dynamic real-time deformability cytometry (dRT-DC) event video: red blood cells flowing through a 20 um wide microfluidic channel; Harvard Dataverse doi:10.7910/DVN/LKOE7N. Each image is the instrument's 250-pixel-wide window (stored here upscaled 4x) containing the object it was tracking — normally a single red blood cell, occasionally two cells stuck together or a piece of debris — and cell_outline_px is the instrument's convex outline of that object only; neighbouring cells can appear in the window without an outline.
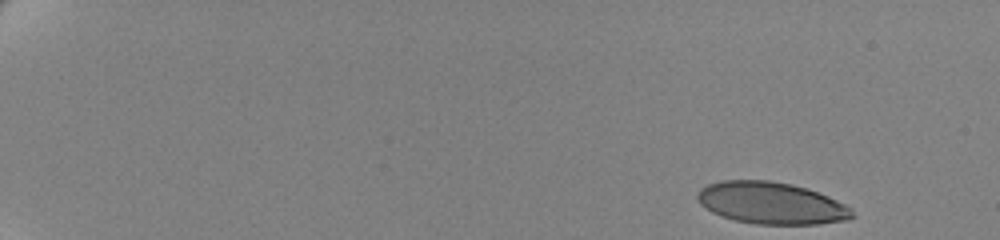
{"species": "human", "species_latin": "Homo sapiens", "temperature_condition": "cold", "stored_images_in_passage": 55, "camera_frame_rate_fps": 3000, "um_per_image_px": 0.085, "donor": {"sex": "female"}, "frame": {"image": 1, "passage_image": 1, "time_ms": 0.0, "image_size_px": [1000, 240], "cell_outline_px": [[856, 216], [848, 220], [820, 224], [756, 224], [736, 220], [720, 216], [712, 212], [700, 204], [696, 196], [696, 192], [700, 188], [708, 184], [720, 180], [768, 180], [792, 184], [828, 196], [852, 208]], "centroid_in_image_um": [65.55, 17.26], "position_along_channel_um": 19.5, "area_um2": 37.97}}
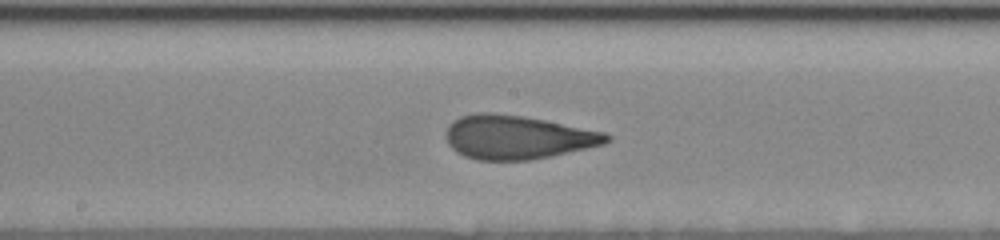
{"frame": {"image": 2, "passage_image": 31, "time_ms": 10.0, "image_size_px": [1000, 240], "cell_outline_px": [[612, 140], [604, 144], [588, 148], [552, 156], [528, 160], [476, 160], [464, 156], [456, 152], [448, 144], [444, 136], [444, 132], [448, 124], [452, 120], [460, 116], [476, 112], [492, 112], [520, 116], [544, 120], [604, 132], [612, 136]], "centroid_in_image_um": [43.92, 11.66], "position_along_channel_um": 204.3, "area_um2": 41.27}}
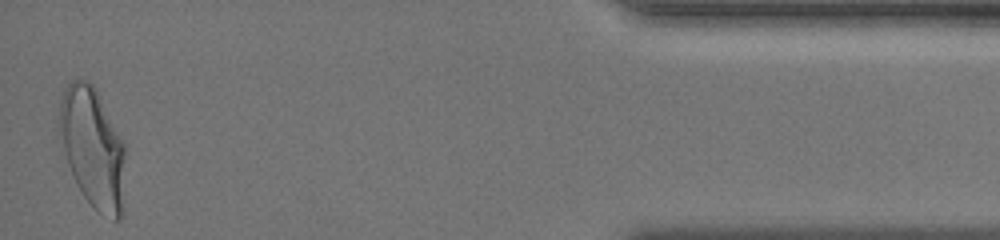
{"frame": {"image": 3, "passage_image": 55, "time_ms": 18.0, "image_size_px": [1000, 240], "cell_outline_px": [[128, 148], [124, 216], [120, 220], [116, 220], [100, 212], [84, 196], [76, 184], [60, 156], [56, 136], [60, 100], [64, 88], [72, 80], [88, 80], [96, 88]], "centroid_in_image_um": [7.88, 12.58], "position_along_channel_um": 427.3, "area_um2": 48.96}, "authors_computed_cell_mechanics": {"area_um2": 40.5756, "velocity_mm_per_s": 3.484, "shape_relaxation_time_tau1_ms": 4.5761, "shape_relaxation_time_tau2_ms": 1.0406, "deformation_change_tau1": 0.1869, "deformation_change_tau2": 0.0836}}